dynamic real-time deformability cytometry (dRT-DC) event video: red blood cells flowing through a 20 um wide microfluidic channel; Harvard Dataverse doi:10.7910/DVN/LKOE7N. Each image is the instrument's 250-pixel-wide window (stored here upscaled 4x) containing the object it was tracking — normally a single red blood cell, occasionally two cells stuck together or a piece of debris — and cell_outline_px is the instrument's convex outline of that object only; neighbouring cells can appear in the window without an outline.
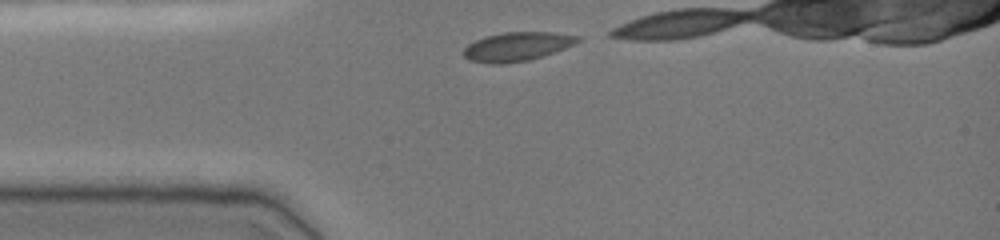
{"species": "common noctule bat (a hibernating species)", "species_latin": "Nyctalus noctula", "temperature_condition": "cold", "stored_images_in_passage": 10, "camera_frame_rate_fps": 3000, "um_per_image_px": 0.085, "animal": {"sex": "female", "body_mass_g": 19.0, "forearm_length_mm": 51.5}, "frame": {"image": 1, "passage_image": 1, "time_ms": 0.0, "image_size_px": [1000, 240], "cell_outline_px": [[580, 40], [564, 48], [528, 60], [500, 64], [488, 64], [468, 60], [460, 52], [468, 44], [484, 36], [504, 32], [552, 32], [580, 36]], "centroid_in_image_um": [43.86, 3.96], "position_along_channel_um": 41.1, "area_um2": 19.13}}
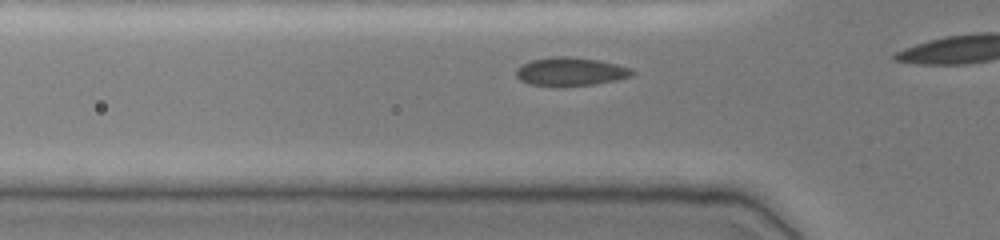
{"frame": {"image": 2, "passage_image": 5, "time_ms": 1.333, "image_size_px": [1000, 240], "cell_outline_px": [[636, 72], [632, 76], [616, 80], [596, 84], [564, 88], [528, 84], [520, 80], [516, 76], [516, 68], [532, 60], [552, 56], [568, 56], [600, 60], [632, 68]], "centroid_in_image_um": [48.51, 6.11], "position_along_channel_um": 77.3, "area_um2": 19.77}}